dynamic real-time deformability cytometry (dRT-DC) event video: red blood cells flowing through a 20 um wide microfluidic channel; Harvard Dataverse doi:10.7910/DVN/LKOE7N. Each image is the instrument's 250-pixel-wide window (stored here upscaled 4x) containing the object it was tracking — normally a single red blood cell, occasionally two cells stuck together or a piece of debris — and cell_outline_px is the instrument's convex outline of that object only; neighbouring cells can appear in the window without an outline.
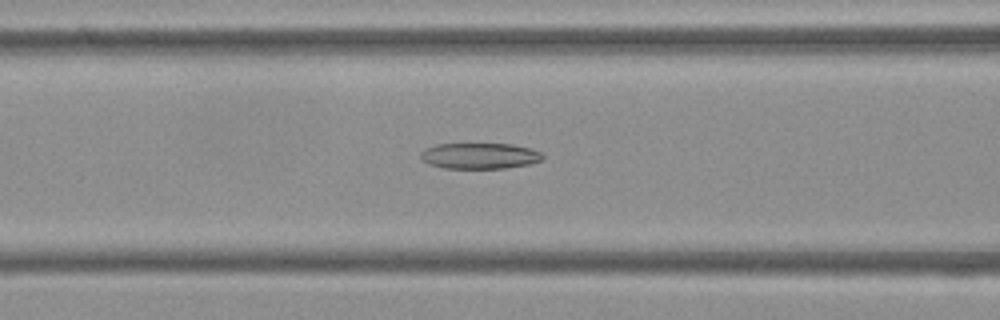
{"species": "Egyptian fruit bat (a non-hibernating species)", "species_latin": "Rousettus aegyptiacus", "temperature_condition": "cold", "stored_images_in_passage": 52, "camera_frame_rate_fps": 3000, "um_per_image_px": 0.085, "frame": {"image": 1, "passage_image": 20, "time_ms": 6.333, "image_size_px": [1000, 320], "cell_outline_px": [[544, 156], [540, 160], [528, 164], [504, 168], [444, 168], [428, 164], [420, 160], [420, 152], [424, 148], [436, 144], [512, 144], [532, 148], [540, 152]], "centroid_in_image_um": [40.72, 13.24], "position_along_channel_um": 125.9, "area_um2": 18.5}}
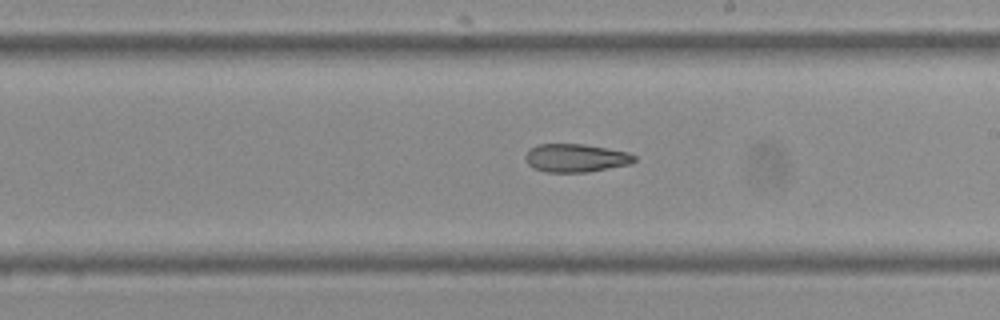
{"frame": {"image": 2, "passage_image": 29, "time_ms": 9.333, "image_size_px": [1000, 320], "cell_outline_px": [[636, 160], [632, 164], [588, 172], [544, 172], [532, 168], [524, 160], [524, 156], [528, 148], [540, 144], [584, 144], [608, 148], [628, 152], [636, 156]], "centroid_in_image_um": [48.92, 13.43], "position_along_channel_um": 240.1, "area_um2": 18.26}}
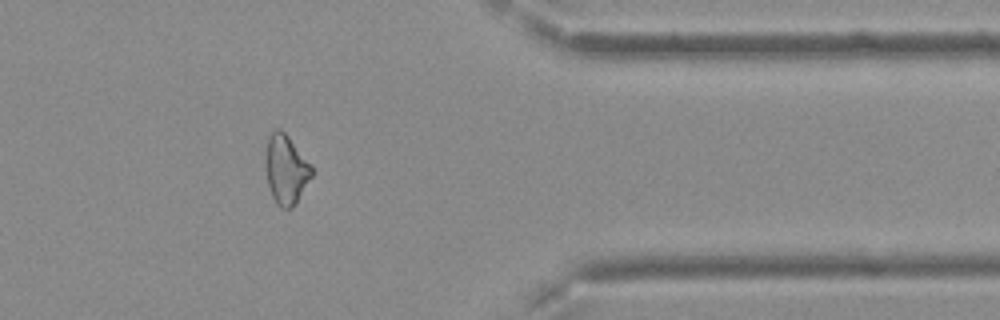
{"frame": {"image": 3, "passage_image": 42, "time_ms": 13.667, "image_size_px": [1000, 320], "cell_outline_px": [[312, 176], [296, 204], [292, 208], [280, 208], [276, 204], [272, 196], [268, 184], [268, 136], [276, 128], [280, 128], [288, 136], [312, 164]], "centroid_in_image_um": [24.37, 14.43], "position_along_channel_um": 387.0, "area_um2": 18.21}}